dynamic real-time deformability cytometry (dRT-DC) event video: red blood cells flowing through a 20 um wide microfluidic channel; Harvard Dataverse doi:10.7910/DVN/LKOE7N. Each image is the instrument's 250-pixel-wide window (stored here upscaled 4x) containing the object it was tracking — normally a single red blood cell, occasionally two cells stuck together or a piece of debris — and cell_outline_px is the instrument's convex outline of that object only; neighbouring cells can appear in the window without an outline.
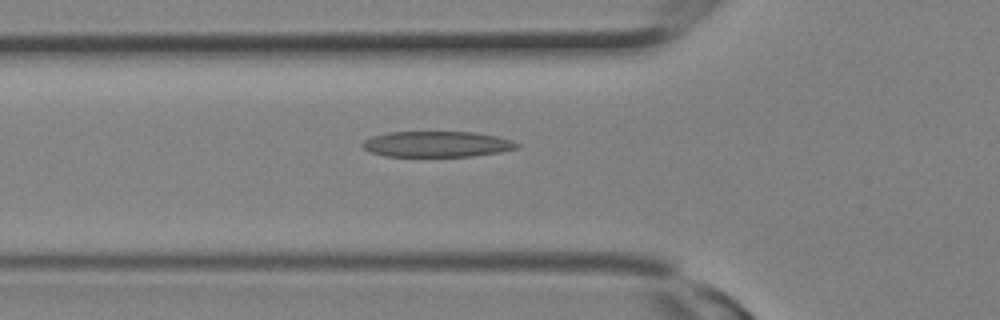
{"species": "Egyptian fruit bat (a non-hibernating species)", "species_latin": "Rousettus aegyptiacus", "temperature_condition": "room temperature", "stored_images_in_passage": 6, "camera_frame_rate_fps": 3000, "um_per_image_px": 0.085, "animal": {"sex": "female"}, "frame": {"image": 1, "passage_image": 4, "time_ms": 1.0, "image_size_px": [1000, 320], "cell_outline_px": [[520, 148], [500, 152], [472, 156], [384, 156], [368, 152], [360, 144], [364, 140], [372, 136], [388, 132], [472, 132], [496, 136], [512, 140], [520, 144]], "centroid_in_image_um": [37.13, 12.25], "position_along_channel_um": 88.7, "area_um2": 23.29}}
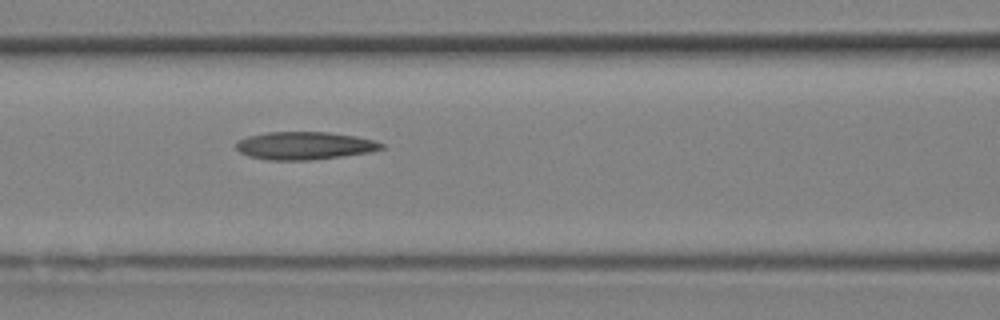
{"frame": {"image": 2, "passage_image": 6, "time_ms": 1.667, "image_size_px": [1000, 320], "cell_outline_px": [[384, 148], [372, 152], [308, 160], [268, 160], [248, 156], [240, 152], [236, 148], [236, 140], [248, 136], [268, 132], [328, 132], [356, 136], [372, 140], [384, 144]], "centroid_in_image_um": [25.86, 12.38], "position_along_channel_um": 140.7, "area_um2": 23.52}}